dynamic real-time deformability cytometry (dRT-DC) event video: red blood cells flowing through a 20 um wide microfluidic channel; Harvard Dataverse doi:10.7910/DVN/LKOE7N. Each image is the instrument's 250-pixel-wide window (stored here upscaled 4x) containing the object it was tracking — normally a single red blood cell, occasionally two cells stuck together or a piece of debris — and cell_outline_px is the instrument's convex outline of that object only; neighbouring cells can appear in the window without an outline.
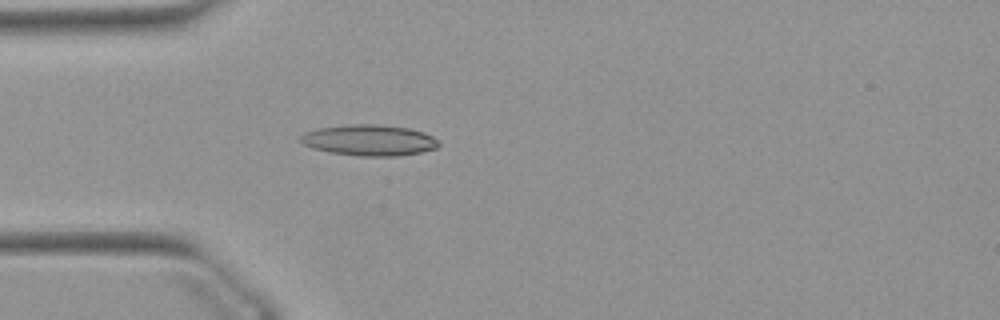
{"species": "Egyptian fruit bat (a non-hibernating species)", "species_latin": "Rousettus aegyptiacus", "temperature_condition": "warm", "stored_images_in_passage": 52, "camera_frame_rate_fps": 3000, "um_per_image_px": 0.085, "animal": {"sex": "female"}, "frame": {"image": 1, "passage_image": 15, "time_ms": 4.667, "image_size_px": [1000, 320], "cell_outline_px": [[440, 144], [436, 148], [420, 152], [396, 156], [360, 156], [332, 152], [312, 148], [304, 144], [300, 140], [300, 136], [304, 132], [316, 128], [348, 124], [376, 124], [408, 128], [424, 132], [440, 140]], "centroid_in_image_um": [31.39, 11.91], "position_along_channel_um": 53.6, "area_um2": 24.97}}
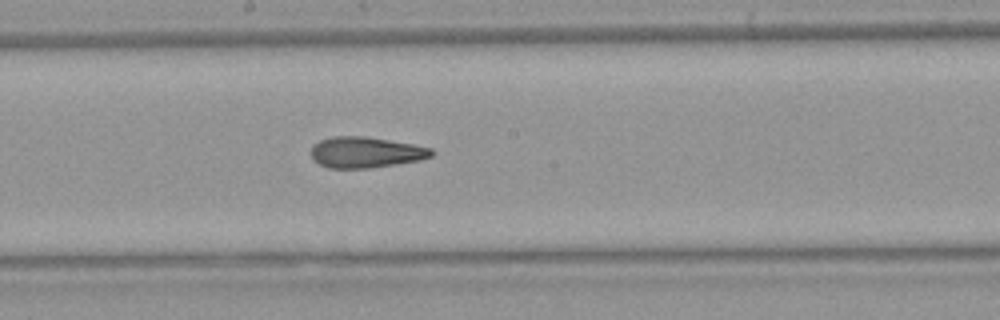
{"frame": {"image": 2, "passage_image": 28, "time_ms": 9.0, "image_size_px": [1000, 320], "cell_outline_px": [[436, 152], [432, 156], [420, 160], [396, 164], [368, 168], [328, 168], [320, 164], [312, 156], [312, 144], [320, 140], [332, 136], [364, 136], [412, 144], [432, 148]], "centroid_in_image_um": [31.1, 12.94], "position_along_channel_um": 217.1, "area_um2": 21.62}}
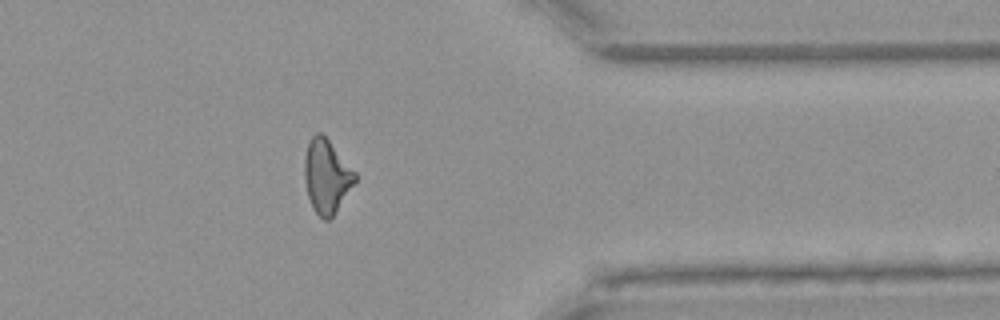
{"frame": {"image": 3, "passage_image": 42, "time_ms": 13.667, "image_size_px": [1000, 320], "cell_outline_px": [[356, 180], [336, 212], [328, 220], [324, 220], [312, 208], [308, 196], [304, 180], [304, 156], [308, 140], [316, 132], [320, 132], [328, 140], [356, 172]], "centroid_in_image_um": [27.73, 14.97], "position_along_channel_um": 383.7, "area_um2": 21.62}, "authors_computed_cell_mechanics": {"area_um2": 22.0218, "velocity_mm_per_s": 3.9043, "shape_relaxation_time_tau1_ms": null, "shape_relaxation_time_tau2_ms": 3.0142, "deformation_change_tau1": null, "deformation_change_tau2": 0.1253}}